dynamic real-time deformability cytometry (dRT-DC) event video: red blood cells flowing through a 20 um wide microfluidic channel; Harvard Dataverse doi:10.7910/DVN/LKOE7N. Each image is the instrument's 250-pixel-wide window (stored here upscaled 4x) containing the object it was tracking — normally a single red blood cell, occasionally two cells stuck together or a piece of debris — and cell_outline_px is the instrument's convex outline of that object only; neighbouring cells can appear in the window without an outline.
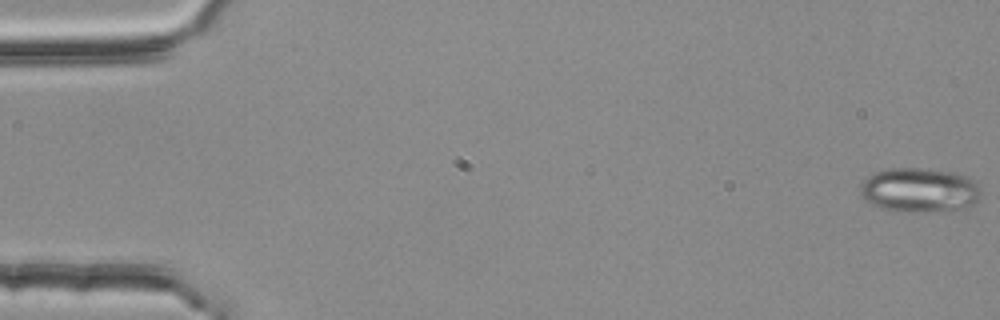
{"species": "common noctule bat (a hibernating species)", "species_latin": "Nyctalus noctula", "temperature_condition": "room temperature", "stored_images_in_passage": 55, "camera_frame_rate_fps": 3000, "um_per_image_px": 0.085, "animal": {"sex": "female", "body_mass_g": 25.1}, "frame": {"image": 1, "passage_image": 1, "time_ms": 0.0, "image_size_px": [1000, 320], "cell_outline_px": [[980, 200], [964, 208], [912, 212], [908, 212], [880, 208], [872, 204], [860, 192], [860, 184], [872, 172], [892, 168], [916, 168], [956, 172], [968, 176], [976, 180], [980, 188]], "centroid_in_image_um": [78.18, 16.13], "position_along_channel_um": 6.8, "area_um2": 31.21}}
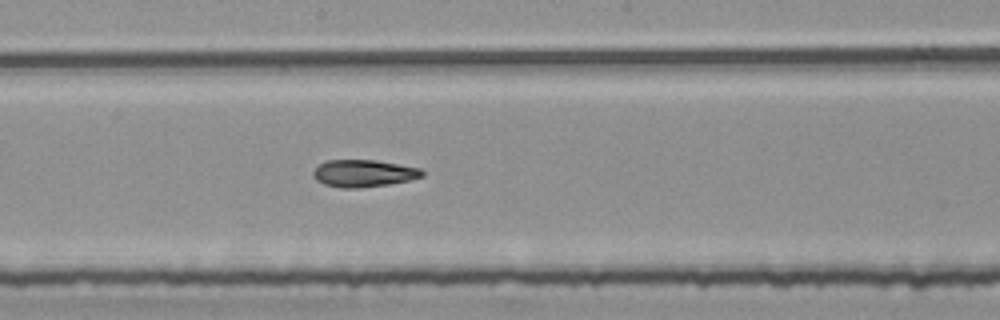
{"frame": {"image": 2, "passage_image": 30, "time_ms": 9.667, "image_size_px": [1000, 320], "cell_outline_px": [[424, 176], [408, 180], [388, 184], [360, 188], [340, 188], [324, 184], [316, 180], [312, 176], [312, 172], [320, 164], [328, 160], [376, 160], [420, 168], [424, 172]], "centroid_in_image_um": [30.89, 14.73], "position_along_channel_um": 217.3, "area_um2": 17.22}}
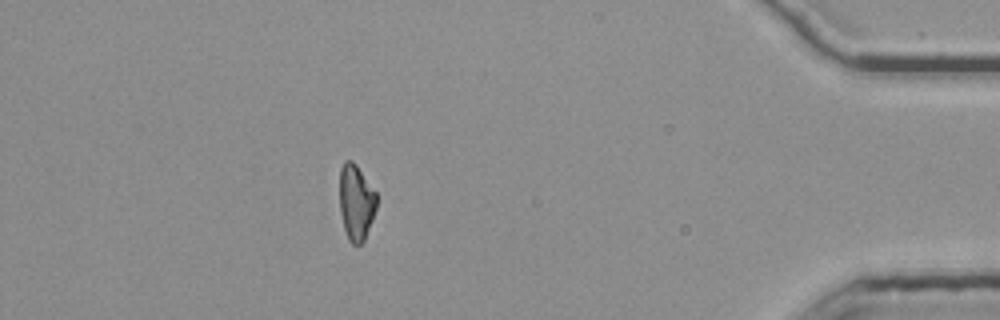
{"frame": {"image": 3, "passage_image": 49, "time_ms": 16.0, "image_size_px": [1000, 320], "cell_outline_px": [[376, 208], [372, 220], [364, 240], [360, 244], [352, 244], [348, 240], [344, 228], [340, 212], [340, 168], [344, 160], [352, 160], [356, 164], [376, 192]], "centroid_in_image_um": [30.26, 17.18], "position_along_channel_um": 404.9, "area_um2": 16.3}, "authors_computed_cell_mechanics": {"area_um2": 17.5712, "velocity_mm_per_s": 3.7878, "shape_relaxation_time_tau1_ms": 5.7178, "shape_relaxation_time_tau2_ms": 9.1101, "deformation_change_tau1": 0.171, "deformation_change_tau2": 0.1824}}